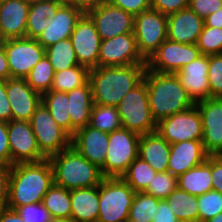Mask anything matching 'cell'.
Returning <instances> with one entry per match:
<instances>
[{"mask_svg":"<svg viewBox=\"0 0 222 222\" xmlns=\"http://www.w3.org/2000/svg\"><path fill=\"white\" fill-rule=\"evenodd\" d=\"M70 39L79 65L89 70L97 68L101 39L87 13H83L77 20Z\"/></svg>","mask_w":222,"mask_h":222,"instance_id":"cell-15","label":"cell"},{"mask_svg":"<svg viewBox=\"0 0 222 222\" xmlns=\"http://www.w3.org/2000/svg\"><path fill=\"white\" fill-rule=\"evenodd\" d=\"M9 78H11L10 68L2 41L0 43V80L6 81Z\"/></svg>","mask_w":222,"mask_h":222,"instance_id":"cell-53","label":"cell"},{"mask_svg":"<svg viewBox=\"0 0 222 222\" xmlns=\"http://www.w3.org/2000/svg\"><path fill=\"white\" fill-rule=\"evenodd\" d=\"M89 69L77 65L55 72L51 91L68 92L85 85L89 81Z\"/></svg>","mask_w":222,"mask_h":222,"instance_id":"cell-34","label":"cell"},{"mask_svg":"<svg viewBox=\"0 0 222 222\" xmlns=\"http://www.w3.org/2000/svg\"><path fill=\"white\" fill-rule=\"evenodd\" d=\"M24 222H49L51 216L42 203H33L15 209Z\"/></svg>","mask_w":222,"mask_h":222,"instance_id":"cell-43","label":"cell"},{"mask_svg":"<svg viewBox=\"0 0 222 222\" xmlns=\"http://www.w3.org/2000/svg\"><path fill=\"white\" fill-rule=\"evenodd\" d=\"M200 55L197 44H182L166 39L146 60V70L175 74Z\"/></svg>","mask_w":222,"mask_h":222,"instance_id":"cell-11","label":"cell"},{"mask_svg":"<svg viewBox=\"0 0 222 222\" xmlns=\"http://www.w3.org/2000/svg\"><path fill=\"white\" fill-rule=\"evenodd\" d=\"M179 222H199V221H179Z\"/></svg>","mask_w":222,"mask_h":222,"instance_id":"cell-61","label":"cell"},{"mask_svg":"<svg viewBox=\"0 0 222 222\" xmlns=\"http://www.w3.org/2000/svg\"><path fill=\"white\" fill-rule=\"evenodd\" d=\"M24 1H27V2L31 3V2H35L37 0H24Z\"/></svg>","mask_w":222,"mask_h":222,"instance_id":"cell-60","label":"cell"},{"mask_svg":"<svg viewBox=\"0 0 222 222\" xmlns=\"http://www.w3.org/2000/svg\"><path fill=\"white\" fill-rule=\"evenodd\" d=\"M54 184L68 190L99 186L105 178L101 169L90 163L72 146L48 158Z\"/></svg>","mask_w":222,"mask_h":222,"instance_id":"cell-4","label":"cell"},{"mask_svg":"<svg viewBox=\"0 0 222 222\" xmlns=\"http://www.w3.org/2000/svg\"><path fill=\"white\" fill-rule=\"evenodd\" d=\"M204 19L189 7L167 16V39L182 44H197Z\"/></svg>","mask_w":222,"mask_h":222,"instance_id":"cell-21","label":"cell"},{"mask_svg":"<svg viewBox=\"0 0 222 222\" xmlns=\"http://www.w3.org/2000/svg\"><path fill=\"white\" fill-rule=\"evenodd\" d=\"M125 222H149V221H147V220H138V221H135V220L127 219Z\"/></svg>","mask_w":222,"mask_h":222,"instance_id":"cell-58","label":"cell"},{"mask_svg":"<svg viewBox=\"0 0 222 222\" xmlns=\"http://www.w3.org/2000/svg\"><path fill=\"white\" fill-rule=\"evenodd\" d=\"M99 215V186L71 190V219L73 222H97Z\"/></svg>","mask_w":222,"mask_h":222,"instance_id":"cell-26","label":"cell"},{"mask_svg":"<svg viewBox=\"0 0 222 222\" xmlns=\"http://www.w3.org/2000/svg\"><path fill=\"white\" fill-rule=\"evenodd\" d=\"M11 166L0 162V209L6 207Z\"/></svg>","mask_w":222,"mask_h":222,"instance_id":"cell-49","label":"cell"},{"mask_svg":"<svg viewBox=\"0 0 222 222\" xmlns=\"http://www.w3.org/2000/svg\"><path fill=\"white\" fill-rule=\"evenodd\" d=\"M6 92L12 111V120L30 121L42 102V95L34 91L25 78L6 80Z\"/></svg>","mask_w":222,"mask_h":222,"instance_id":"cell-18","label":"cell"},{"mask_svg":"<svg viewBox=\"0 0 222 222\" xmlns=\"http://www.w3.org/2000/svg\"><path fill=\"white\" fill-rule=\"evenodd\" d=\"M188 7L204 19L222 8V0H189Z\"/></svg>","mask_w":222,"mask_h":222,"instance_id":"cell-44","label":"cell"},{"mask_svg":"<svg viewBox=\"0 0 222 222\" xmlns=\"http://www.w3.org/2000/svg\"><path fill=\"white\" fill-rule=\"evenodd\" d=\"M49 222H73V220L67 218H51Z\"/></svg>","mask_w":222,"mask_h":222,"instance_id":"cell-57","label":"cell"},{"mask_svg":"<svg viewBox=\"0 0 222 222\" xmlns=\"http://www.w3.org/2000/svg\"><path fill=\"white\" fill-rule=\"evenodd\" d=\"M208 157L202 140H189L171 144L168 172L177 178Z\"/></svg>","mask_w":222,"mask_h":222,"instance_id":"cell-23","label":"cell"},{"mask_svg":"<svg viewBox=\"0 0 222 222\" xmlns=\"http://www.w3.org/2000/svg\"><path fill=\"white\" fill-rule=\"evenodd\" d=\"M171 144L157 132L141 135L138 157L146 161L157 172L168 171Z\"/></svg>","mask_w":222,"mask_h":222,"instance_id":"cell-25","label":"cell"},{"mask_svg":"<svg viewBox=\"0 0 222 222\" xmlns=\"http://www.w3.org/2000/svg\"><path fill=\"white\" fill-rule=\"evenodd\" d=\"M207 75L210 97L222 98V54L209 55Z\"/></svg>","mask_w":222,"mask_h":222,"instance_id":"cell-42","label":"cell"},{"mask_svg":"<svg viewBox=\"0 0 222 222\" xmlns=\"http://www.w3.org/2000/svg\"><path fill=\"white\" fill-rule=\"evenodd\" d=\"M11 78H25L45 55V48L32 38L3 40Z\"/></svg>","mask_w":222,"mask_h":222,"instance_id":"cell-12","label":"cell"},{"mask_svg":"<svg viewBox=\"0 0 222 222\" xmlns=\"http://www.w3.org/2000/svg\"><path fill=\"white\" fill-rule=\"evenodd\" d=\"M116 107L121 118L122 128L139 135L156 132L157 123L151 114L144 79L131 89Z\"/></svg>","mask_w":222,"mask_h":222,"instance_id":"cell-5","label":"cell"},{"mask_svg":"<svg viewBox=\"0 0 222 222\" xmlns=\"http://www.w3.org/2000/svg\"><path fill=\"white\" fill-rule=\"evenodd\" d=\"M204 25L212 28H222V8L204 18Z\"/></svg>","mask_w":222,"mask_h":222,"instance_id":"cell-55","label":"cell"},{"mask_svg":"<svg viewBox=\"0 0 222 222\" xmlns=\"http://www.w3.org/2000/svg\"><path fill=\"white\" fill-rule=\"evenodd\" d=\"M53 184V168L48 159L14 164L9 175L6 207L15 210L27 204L42 203L44 195Z\"/></svg>","mask_w":222,"mask_h":222,"instance_id":"cell-1","label":"cell"},{"mask_svg":"<svg viewBox=\"0 0 222 222\" xmlns=\"http://www.w3.org/2000/svg\"><path fill=\"white\" fill-rule=\"evenodd\" d=\"M143 79L146 83L151 114L156 123L196 104L176 74L146 70Z\"/></svg>","mask_w":222,"mask_h":222,"instance_id":"cell-3","label":"cell"},{"mask_svg":"<svg viewBox=\"0 0 222 222\" xmlns=\"http://www.w3.org/2000/svg\"><path fill=\"white\" fill-rule=\"evenodd\" d=\"M83 12L71 5L63 4L52 18V22L36 39L44 48L56 44L60 40L70 38L77 20Z\"/></svg>","mask_w":222,"mask_h":222,"instance_id":"cell-24","label":"cell"},{"mask_svg":"<svg viewBox=\"0 0 222 222\" xmlns=\"http://www.w3.org/2000/svg\"><path fill=\"white\" fill-rule=\"evenodd\" d=\"M112 6L121 8L132 15L140 14L151 8V0H106Z\"/></svg>","mask_w":222,"mask_h":222,"instance_id":"cell-45","label":"cell"},{"mask_svg":"<svg viewBox=\"0 0 222 222\" xmlns=\"http://www.w3.org/2000/svg\"><path fill=\"white\" fill-rule=\"evenodd\" d=\"M87 14L93 20L101 40L134 30L135 16L121 8L112 6L107 1L89 10Z\"/></svg>","mask_w":222,"mask_h":222,"instance_id":"cell-16","label":"cell"},{"mask_svg":"<svg viewBox=\"0 0 222 222\" xmlns=\"http://www.w3.org/2000/svg\"><path fill=\"white\" fill-rule=\"evenodd\" d=\"M146 64L97 67L89 71L93 103L116 107L144 78Z\"/></svg>","mask_w":222,"mask_h":222,"instance_id":"cell-2","label":"cell"},{"mask_svg":"<svg viewBox=\"0 0 222 222\" xmlns=\"http://www.w3.org/2000/svg\"><path fill=\"white\" fill-rule=\"evenodd\" d=\"M189 6V0H151V8L168 16Z\"/></svg>","mask_w":222,"mask_h":222,"instance_id":"cell-46","label":"cell"},{"mask_svg":"<svg viewBox=\"0 0 222 222\" xmlns=\"http://www.w3.org/2000/svg\"><path fill=\"white\" fill-rule=\"evenodd\" d=\"M208 64L209 55L201 54L175 73L180 83L195 103L210 98L207 75Z\"/></svg>","mask_w":222,"mask_h":222,"instance_id":"cell-20","label":"cell"},{"mask_svg":"<svg viewBox=\"0 0 222 222\" xmlns=\"http://www.w3.org/2000/svg\"><path fill=\"white\" fill-rule=\"evenodd\" d=\"M178 188V178L168 171L157 172L153 180L143 191L160 200L166 199L171 192Z\"/></svg>","mask_w":222,"mask_h":222,"instance_id":"cell-39","label":"cell"},{"mask_svg":"<svg viewBox=\"0 0 222 222\" xmlns=\"http://www.w3.org/2000/svg\"><path fill=\"white\" fill-rule=\"evenodd\" d=\"M30 124L38 148L47 159L71 146L72 136L57 124L43 102L36 108Z\"/></svg>","mask_w":222,"mask_h":222,"instance_id":"cell-8","label":"cell"},{"mask_svg":"<svg viewBox=\"0 0 222 222\" xmlns=\"http://www.w3.org/2000/svg\"><path fill=\"white\" fill-rule=\"evenodd\" d=\"M10 146V166L18 163H36L47 158L40 152L30 121L7 122Z\"/></svg>","mask_w":222,"mask_h":222,"instance_id":"cell-14","label":"cell"},{"mask_svg":"<svg viewBox=\"0 0 222 222\" xmlns=\"http://www.w3.org/2000/svg\"><path fill=\"white\" fill-rule=\"evenodd\" d=\"M0 120L9 122L12 120V111L6 92V81L0 80Z\"/></svg>","mask_w":222,"mask_h":222,"instance_id":"cell-51","label":"cell"},{"mask_svg":"<svg viewBox=\"0 0 222 222\" xmlns=\"http://www.w3.org/2000/svg\"><path fill=\"white\" fill-rule=\"evenodd\" d=\"M165 200L179 221H199L197 196L177 188Z\"/></svg>","mask_w":222,"mask_h":222,"instance_id":"cell-30","label":"cell"},{"mask_svg":"<svg viewBox=\"0 0 222 222\" xmlns=\"http://www.w3.org/2000/svg\"><path fill=\"white\" fill-rule=\"evenodd\" d=\"M45 55L55 72L79 65L70 38L60 40L56 44L45 48Z\"/></svg>","mask_w":222,"mask_h":222,"instance_id":"cell-33","label":"cell"},{"mask_svg":"<svg viewBox=\"0 0 222 222\" xmlns=\"http://www.w3.org/2000/svg\"><path fill=\"white\" fill-rule=\"evenodd\" d=\"M55 1L61 2L63 4H67L68 3V0H55Z\"/></svg>","mask_w":222,"mask_h":222,"instance_id":"cell-59","label":"cell"},{"mask_svg":"<svg viewBox=\"0 0 222 222\" xmlns=\"http://www.w3.org/2000/svg\"><path fill=\"white\" fill-rule=\"evenodd\" d=\"M135 193L122 178H104L99 184L97 222H125Z\"/></svg>","mask_w":222,"mask_h":222,"instance_id":"cell-6","label":"cell"},{"mask_svg":"<svg viewBox=\"0 0 222 222\" xmlns=\"http://www.w3.org/2000/svg\"><path fill=\"white\" fill-rule=\"evenodd\" d=\"M30 3L24 0H0V37L23 38L26 34Z\"/></svg>","mask_w":222,"mask_h":222,"instance_id":"cell-22","label":"cell"},{"mask_svg":"<svg viewBox=\"0 0 222 222\" xmlns=\"http://www.w3.org/2000/svg\"><path fill=\"white\" fill-rule=\"evenodd\" d=\"M0 222H24L14 209L4 207L0 209Z\"/></svg>","mask_w":222,"mask_h":222,"instance_id":"cell-54","label":"cell"},{"mask_svg":"<svg viewBox=\"0 0 222 222\" xmlns=\"http://www.w3.org/2000/svg\"><path fill=\"white\" fill-rule=\"evenodd\" d=\"M205 222H222V212Z\"/></svg>","mask_w":222,"mask_h":222,"instance_id":"cell-56","label":"cell"},{"mask_svg":"<svg viewBox=\"0 0 222 222\" xmlns=\"http://www.w3.org/2000/svg\"><path fill=\"white\" fill-rule=\"evenodd\" d=\"M42 102L49 109L53 119L71 135L69 99L67 92L48 91L42 95Z\"/></svg>","mask_w":222,"mask_h":222,"instance_id":"cell-32","label":"cell"},{"mask_svg":"<svg viewBox=\"0 0 222 222\" xmlns=\"http://www.w3.org/2000/svg\"><path fill=\"white\" fill-rule=\"evenodd\" d=\"M203 55L222 54V28L203 26L197 41Z\"/></svg>","mask_w":222,"mask_h":222,"instance_id":"cell-40","label":"cell"},{"mask_svg":"<svg viewBox=\"0 0 222 222\" xmlns=\"http://www.w3.org/2000/svg\"><path fill=\"white\" fill-rule=\"evenodd\" d=\"M211 180L213 190L222 194V155H211Z\"/></svg>","mask_w":222,"mask_h":222,"instance_id":"cell-47","label":"cell"},{"mask_svg":"<svg viewBox=\"0 0 222 222\" xmlns=\"http://www.w3.org/2000/svg\"><path fill=\"white\" fill-rule=\"evenodd\" d=\"M141 135L121 128L109 133V143L104 166L105 178H121L129 165L138 157Z\"/></svg>","mask_w":222,"mask_h":222,"instance_id":"cell-7","label":"cell"},{"mask_svg":"<svg viewBox=\"0 0 222 222\" xmlns=\"http://www.w3.org/2000/svg\"><path fill=\"white\" fill-rule=\"evenodd\" d=\"M199 209V222H205L222 212V194L210 190L203 195L197 196Z\"/></svg>","mask_w":222,"mask_h":222,"instance_id":"cell-41","label":"cell"},{"mask_svg":"<svg viewBox=\"0 0 222 222\" xmlns=\"http://www.w3.org/2000/svg\"><path fill=\"white\" fill-rule=\"evenodd\" d=\"M158 198L145 192H136L129 210L130 220H147L152 222L159 204Z\"/></svg>","mask_w":222,"mask_h":222,"instance_id":"cell-38","label":"cell"},{"mask_svg":"<svg viewBox=\"0 0 222 222\" xmlns=\"http://www.w3.org/2000/svg\"><path fill=\"white\" fill-rule=\"evenodd\" d=\"M69 99V116L71 119V136L76 130L89 125L93 107V95L89 81L67 92Z\"/></svg>","mask_w":222,"mask_h":222,"instance_id":"cell-27","label":"cell"},{"mask_svg":"<svg viewBox=\"0 0 222 222\" xmlns=\"http://www.w3.org/2000/svg\"><path fill=\"white\" fill-rule=\"evenodd\" d=\"M152 222H179L165 199L159 200Z\"/></svg>","mask_w":222,"mask_h":222,"instance_id":"cell-50","label":"cell"},{"mask_svg":"<svg viewBox=\"0 0 222 222\" xmlns=\"http://www.w3.org/2000/svg\"><path fill=\"white\" fill-rule=\"evenodd\" d=\"M108 143L109 133L89 125L76 130L71 138V146L100 169L105 163Z\"/></svg>","mask_w":222,"mask_h":222,"instance_id":"cell-19","label":"cell"},{"mask_svg":"<svg viewBox=\"0 0 222 222\" xmlns=\"http://www.w3.org/2000/svg\"><path fill=\"white\" fill-rule=\"evenodd\" d=\"M106 0H68L67 5H71L80 9L83 13H87L89 10L94 9L100 3Z\"/></svg>","mask_w":222,"mask_h":222,"instance_id":"cell-52","label":"cell"},{"mask_svg":"<svg viewBox=\"0 0 222 222\" xmlns=\"http://www.w3.org/2000/svg\"><path fill=\"white\" fill-rule=\"evenodd\" d=\"M55 71L49 59L44 55L25 77L28 85L39 94L50 91Z\"/></svg>","mask_w":222,"mask_h":222,"instance_id":"cell-37","label":"cell"},{"mask_svg":"<svg viewBox=\"0 0 222 222\" xmlns=\"http://www.w3.org/2000/svg\"><path fill=\"white\" fill-rule=\"evenodd\" d=\"M89 126L106 133L121 129L122 123L117 107L93 104Z\"/></svg>","mask_w":222,"mask_h":222,"instance_id":"cell-35","label":"cell"},{"mask_svg":"<svg viewBox=\"0 0 222 222\" xmlns=\"http://www.w3.org/2000/svg\"><path fill=\"white\" fill-rule=\"evenodd\" d=\"M134 36L141 55L147 60L167 39V16L152 8L135 15Z\"/></svg>","mask_w":222,"mask_h":222,"instance_id":"cell-9","label":"cell"},{"mask_svg":"<svg viewBox=\"0 0 222 222\" xmlns=\"http://www.w3.org/2000/svg\"><path fill=\"white\" fill-rule=\"evenodd\" d=\"M51 218L71 219V191L53 184L42 199Z\"/></svg>","mask_w":222,"mask_h":222,"instance_id":"cell-31","label":"cell"},{"mask_svg":"<svg viewBox=\"0 0 222 222\" xmlns=\"http://www.w3.org/2000/svg\"><path fill=\"white\" fill-rule=\"evenodd\" d=\"M0 162L10 165V146L7 122L0 120Z\"/></svg>","mask_w":222,"mask_h":222,"instance_id":"cell-48","label":"cell"},{"mask_svg":"<svg viewBox=\"0 0 222 222\" xmlns=\"http://www.w3.org/2000/svg\"><path fill=\"white\" fill-rule=\"evenodd\" d=\"M132 64H146V59L138 50L133 32L101 40L98 67L128 66Z\"/></svg>","mask_w":222,"mask_h":222,"instance_id":"cell-13","label":"cell"},{"mask_svg":"<svg viewBox=\"0 0 222 222\" xmlns=\"http://www.w3.org/2000/svg\"><path fill=\"white\" fill-rule=\"evenodd\" d=\"M156 132L169 144L202 140V119L196 105L157 123Z\"/></svg>","mask_w":222,"mask_h":222,"instance_id":"cell-10","label":"cell"},{"mask_svg":"<svg viewBox=\"0 0 222 222\" xmlns=\"http://www.w3.org/2000/svg\"><path fill=\"white\" fill-rule=\"evenodd\" d=\"M178 188L190 195L200 196L213 190L211 180V155L178 177Z\"/></svg>","mask_w":222,"mask_h":222,"instance_id":"cell-29","label":"cell"},{"mask_svg":"<svg viewBox=\"0 0 222 222\" xmlns=\"http://www.w3.org/2000/svg\"><path fill=\"white\" fill-rule=\"evenodd\" d=\"M157 171L146 161L137 157L128 167L126 173L121 177L135 192H143L153 180Z\"/></svg>","mask_w":222,"mask_h":222,"instance_id":"cell-36","label":"cell"},{"mask_svg":"<svg viewBox=\"0 0 222 222\" xmlns=\"http://www.w3.org/2000/svg\"><path fill=\"white\" fill-rule=\"evenodd\" d=\"M202 119V143L208 155H222V98L210 97L195 104Z\"/></svg>","mask_w":222,"mask_h":222,"instance_id":"cell-17","label":"cell"},{"mask_svg":"<svg viewBox=\"0 0 222 222\" xmlns=\"http://www.w3.org/2000/svg\"><path fill=\"white\" fill-rule=\"evenodd\" d=\"M62 5L63 3L55 0H37L31 2L28 10L25 37L37 39L52 22V18Z\"/></svg>","mask_w":222,"mask_h":222,"instance_id":"cell-28","label":"cell"}]
</instances>
